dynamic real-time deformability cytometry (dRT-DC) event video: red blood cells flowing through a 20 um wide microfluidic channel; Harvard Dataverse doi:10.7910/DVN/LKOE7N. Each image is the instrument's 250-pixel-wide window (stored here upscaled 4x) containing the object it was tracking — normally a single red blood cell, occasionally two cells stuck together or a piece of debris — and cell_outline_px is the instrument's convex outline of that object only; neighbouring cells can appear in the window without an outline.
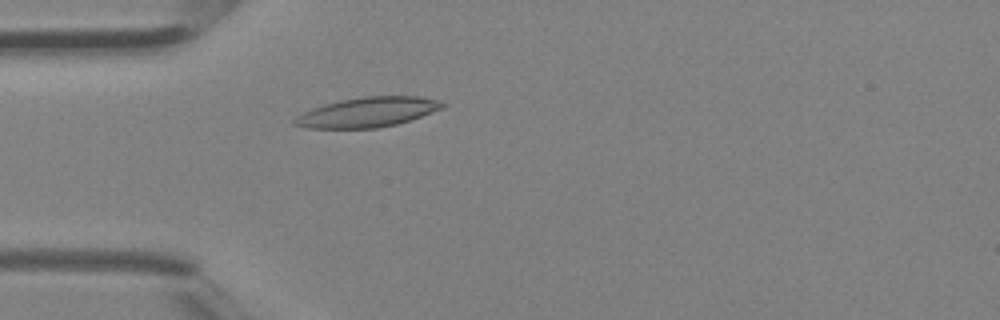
{"species": "Egyptian fruit bat (a non-hibernating species)", "species_latin": "Rousettus aegyptiacus", "temperature_condition": "room temperature", "stored_images_in_passage": 38, "camera_frame_rate_fps": 3000, "um_per_image_px": 0.085, "animal": {"sex": "female"}, "frame": {"image": 1, "passage_image": 10, "time_ms": 3.0, "image_size_px": [1000, 320], "cell_outline_px": [[448, 104], [444, 108], [396, 124], [376, 128], [308, 128], [292, 124], [292, 120], [296, 116], [312, 108], [324, 104], [340, 100], [364, 96], [420, 96], [440, 100]], "centroid_in_image_um": [31.25, 9.52], "position_along_channel_um": 53.7, "area_um2": 25.72}}
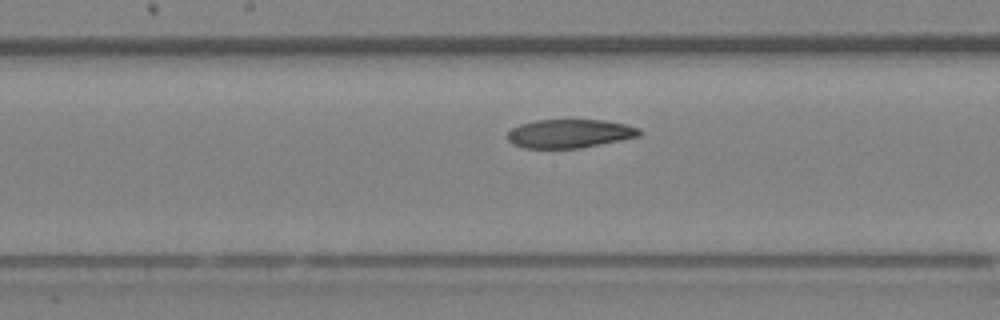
{"frame": {"image": 2, "passage_image": 19, "time_ms": 6.0, "image_size_px": [1000, 320], "cell_outline_px": [[640, 136], [580, 148], [524, 148], [512, 144], [508, 140], [508, 132], [512, 128], [520, 124], [536, 120], [604, 120], [624, 124], [640, 128]], "centroid_in_image_um": [48.4, 11.35], "position_along_channel_um": 199.8, "area_um2": 21.91}}
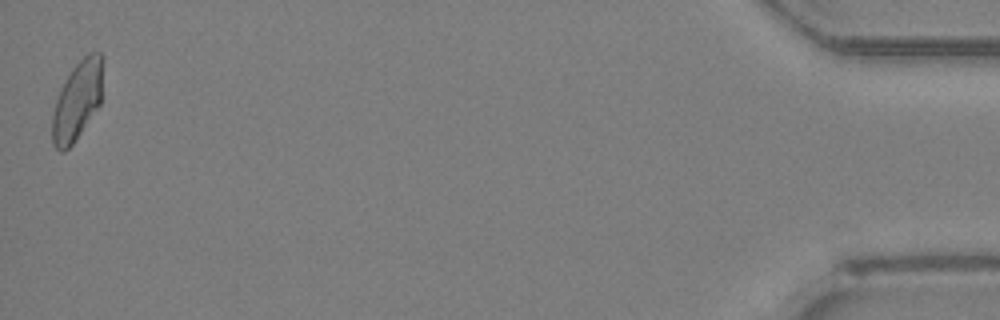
{"frame": {"image": 3, "passage_image": 38, "time_ms": 12.333, "image_size_px": [1000, 320], "cell_outline_px": [[104, 60], [100, 104], [72, 144], [64, 152], [60, 152], [52, 144], [52, 116], [56, 100], [60, 88], [76, 64], [88, 52], [100, 52], [104, 56]], "centroid_in_image_um": [6.58, 8.52], "position_along_channel_um": 428.6, "area_um2": 23.24}}